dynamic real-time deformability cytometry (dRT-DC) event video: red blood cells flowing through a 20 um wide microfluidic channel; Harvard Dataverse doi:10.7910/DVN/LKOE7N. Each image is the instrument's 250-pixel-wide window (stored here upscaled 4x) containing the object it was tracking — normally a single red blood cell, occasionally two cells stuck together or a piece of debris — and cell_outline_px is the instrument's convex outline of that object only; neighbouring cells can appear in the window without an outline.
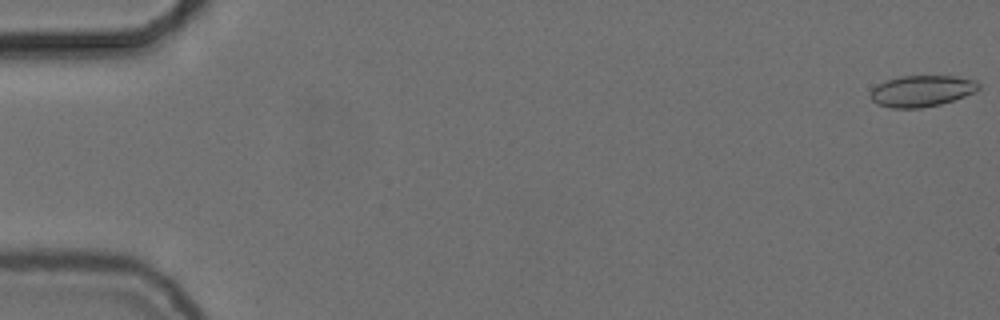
{"species": "common noctule bat (a hibernating species)", "species_latin": "Nyctalus noctula", "temperature_condition": "cold", "stored_images_in_passage": 51, "camera_frame_rate_fps": 3000, "um_per_image_px": 0.085, "animal": {"sex": "female", "body_mass_g": 24.6, "forearm_length_mm": 56.2}, "frame": {"image": 1, "passage_image": 1, "time_ms": 0.0, "image_size_px": [1000, 320], "cell_outline_px": [[980, 88], [976, 92], [940, 104], [920, 108], [892, 108], [876, 104], [868, 96], [872, 88], [888, 80], [900, 76], [956, 76], [976, 80], [980, 84]], "centroid_in_image_um": [78.35, 7.73], "position_along_channel_um": 6.7, "area_um2": 19.77}}
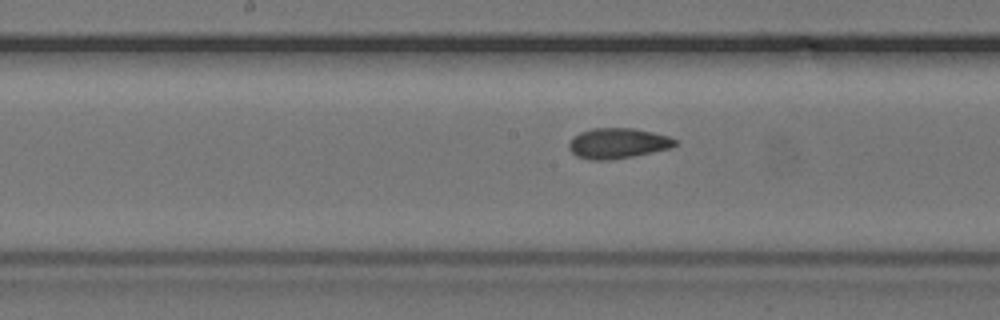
{"frame": {"image": 2, "passage_image": 29, "time_ms": 9.333, "image_size_px": [1000, 320], "cell_outline_px": [[680, 140], [676, 144], [668, 148], [632, 156], [608, 160], [592, 160], [576, 156], [568, 148], [568, 144], [572, 136], [580, 132], [592, 128], [632, 128], [652, 132], [668, 136]], "centroid_in_image_um": [52.47, 12.17], "position_along_channel_um": 195.7, "area_um2": 18.73}}
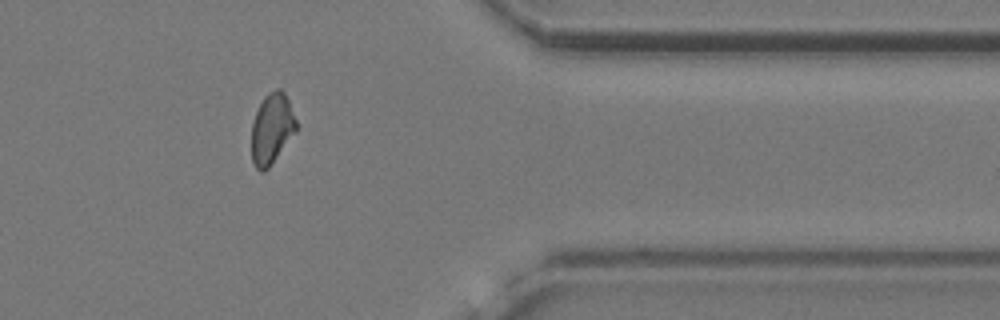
{"frame": {"image": 3, "passage_image": 46, "time_ms": 15.0, "image_size_px": [1000, 320], "cell_outline_px": [[296, 132], [268, 168], [264, 172], [260, 172], [256, 168], [252, 160], [252, 124], [256, 112], [264, 96], [268, 92], [276, 88], [280, 88], [284, 92], [288, 100], [296, 120]], "centroid_in_image_um": [23.1, 10.93], "position_along_channel_um": 388.3, "area_um2": 18.26}}